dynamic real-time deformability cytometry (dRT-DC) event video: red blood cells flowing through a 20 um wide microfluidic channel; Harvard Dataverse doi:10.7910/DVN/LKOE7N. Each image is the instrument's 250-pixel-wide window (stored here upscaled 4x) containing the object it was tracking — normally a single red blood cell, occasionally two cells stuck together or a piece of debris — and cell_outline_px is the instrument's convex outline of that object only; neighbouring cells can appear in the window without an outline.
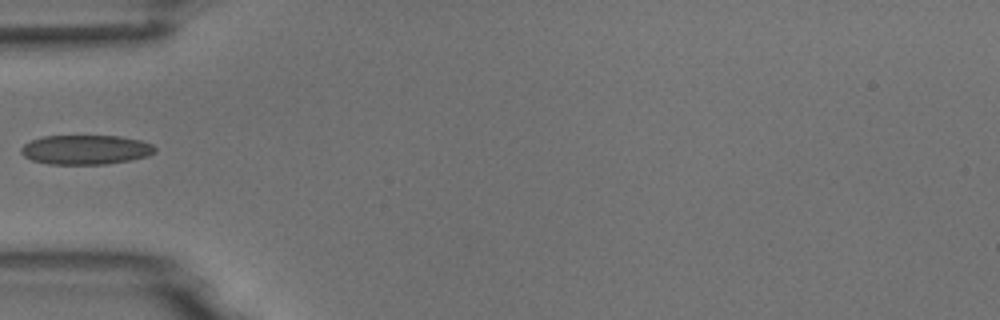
{"species": "common noctule bat (a hibernating species)", "species_latin": "Nyctalus noctula", "temperature_condition": "room temperature", "stored_images_in_passage": 6, "camera_frame_rate_fps": 3000, "um_per_image_px": 0.085, "animal": {"sex": "male", "body_mass_g": 18.8}, "frame": {"image": 1, "passage_image": 6, "time_ms": 5.667, "image_size_px": [1000, 320], "cell_outline_px": [[156, 152], [148, 156], [132, 160], [108, 164], [48, 164], [32, 160], [24, 156], [20, 152], [20, 148], [24, 144], [32, 140], [44, 136], [120, 136], [140, 140], [152, 144], [156, 148]], "centroid_in_image_um": [7.3, 12.73], "position_along_channel_um": 77.7, "area_um2": 23.12}}